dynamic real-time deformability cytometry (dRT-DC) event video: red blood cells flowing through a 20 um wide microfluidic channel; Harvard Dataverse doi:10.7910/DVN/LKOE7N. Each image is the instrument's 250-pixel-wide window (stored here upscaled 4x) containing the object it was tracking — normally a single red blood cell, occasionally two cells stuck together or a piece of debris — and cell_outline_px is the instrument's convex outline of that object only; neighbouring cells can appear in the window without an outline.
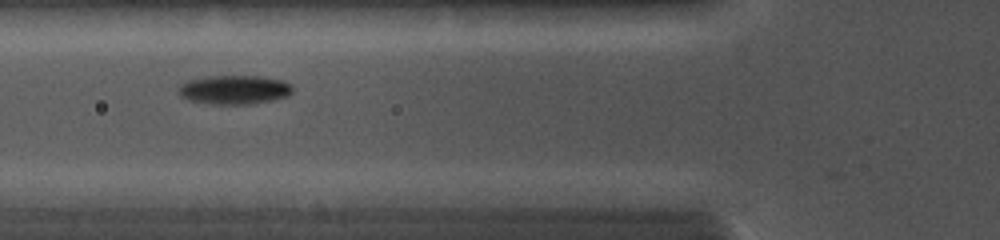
{"species": "common noctule bat (a hibernating species)", "species_latin": "Nyctalus noctula", "temperature_condition": "cold", "stored_images_in_passage": 11, "camera_frame_rate_fps": 5000, "um_per_image_px": 0.085, "animal": {"sex": "female", "body_mass_g": 19.0, "forearm_length_mm": 56.7}, "frame": {"image": 1, "passage_image": 3, "time_ms": 2.4, "image_size_px": [1000, 240], "cell_outline_px": [[292, 92], [288, 96], [272, 100], [248, 104], [204, 104], [188, 100], [180, 96], [176, 92], [180, 84], [188, 80], [208, 76], [260, 76], [280, 80], [292, 84]], "centroid_in_image_um": [19.86, 7.63], "position_along_channel_um": 105.9, "area_um2": 19.48}}
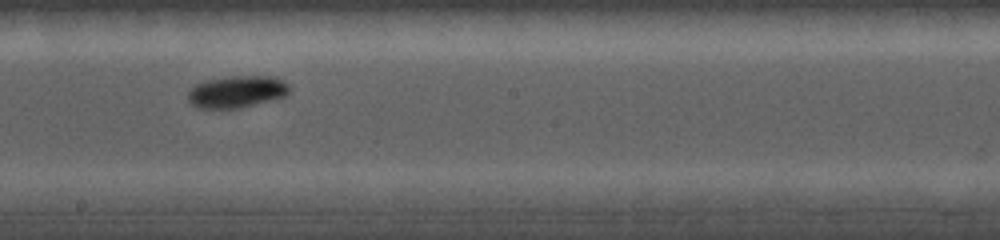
{"frame": {"image": 2, "passage_image": 6, "time_ms": 5.2, "image_size_px": [1000, 240], "cell_outline_px": [[288, 92], [284, 96], [240, 108], [200, 108], [192, 104], [188, 100], [188, 92], [196, 84], [208, 80], [232, 76], [268, 76], [280, 80], [288, 84]], "centroid_in_image_um": [20.09, 7.8], "position_along_channel_um": 228.1, "area_um2": 18.44}}
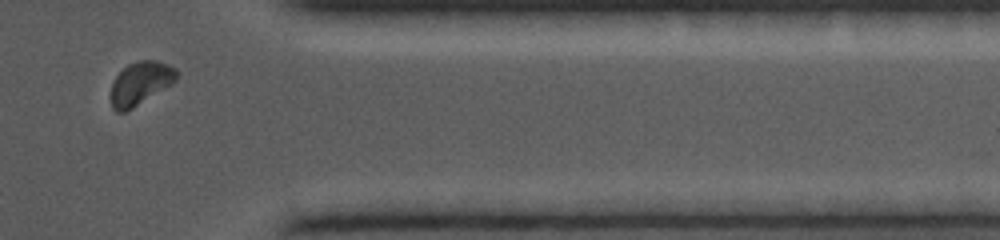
{"frame": {"image": 3, "passage_image": 10, "time_ms": 9.2, "image_size_px": [1000, 240], "cell_outline_px": [[180, 72], [168, 84], [132, 108], [124, 112], [116, 112], [112, 108], [112, 84], [116, 76], [128, 64], [136, 60], [156, 60], [168, 64], [176, 68]], "centroid_in_image_um": [11.9, 7.04], "position_along_channel_um": 399.5, "area_um2": 15.9}}